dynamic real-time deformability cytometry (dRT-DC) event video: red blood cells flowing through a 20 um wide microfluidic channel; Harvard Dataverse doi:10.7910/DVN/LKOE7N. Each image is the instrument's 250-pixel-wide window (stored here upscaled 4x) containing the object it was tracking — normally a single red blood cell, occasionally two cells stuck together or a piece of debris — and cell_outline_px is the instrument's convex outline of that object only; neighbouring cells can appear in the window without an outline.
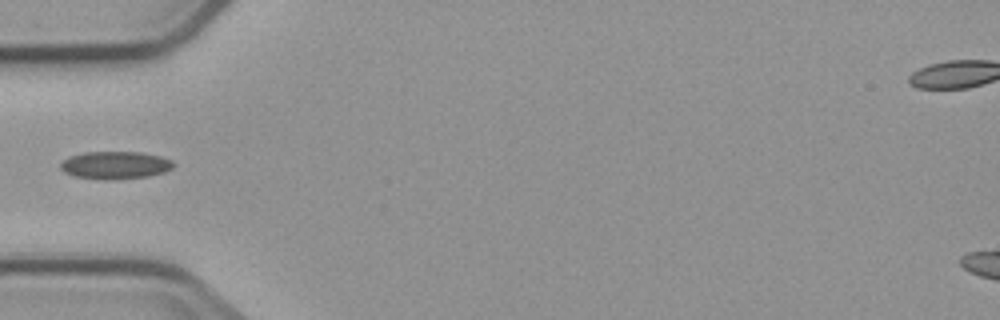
{"species": "common noctule bat (a hibernating species)", "species_latin": "Nyctalus noctula", "temperature_condition": "cold", "stored_images_in_passage": 1, "camera_frame_rate_fps": 3000, "um_per_image_px": 0.085, "animal": {"sex": "male", "body_mass_g": 23.1, "forearm_length_mm": 52.7}, "frame": {"image": 1, "passage_image": 1, "time_ms": 0.0, "image_size_px": [1000, 320], "cell_outline_px": [[176, 164], [172, 168], [164, 172], [148, 176], [112, 180], [108, 180], [76, 176], [64, 172], [60, 168], [60, 164], [68, 156], [84, 152], [140, 152], [160, 156], [172, 160]], "centroid_in_image_um": [9.8, 14.03], "position_along_channel_um": 75.2, "area_um2": 18.21}}